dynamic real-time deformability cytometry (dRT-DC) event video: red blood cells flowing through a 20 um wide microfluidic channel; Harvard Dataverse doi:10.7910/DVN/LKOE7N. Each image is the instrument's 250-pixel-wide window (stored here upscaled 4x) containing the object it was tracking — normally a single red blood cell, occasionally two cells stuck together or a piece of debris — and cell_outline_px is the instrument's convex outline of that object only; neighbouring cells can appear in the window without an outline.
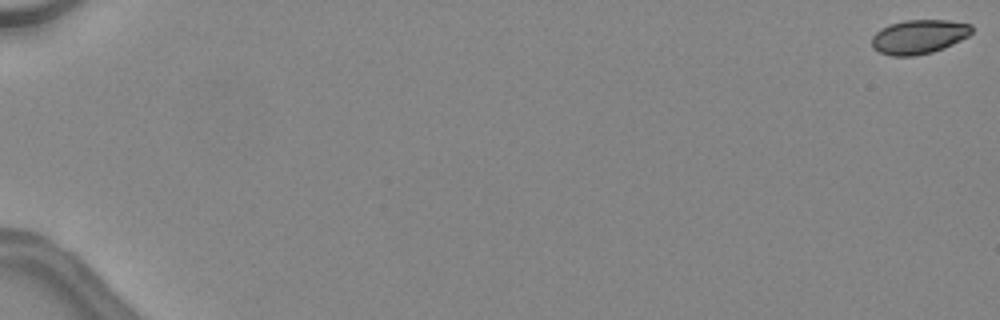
{"species": "common noctule bat (a hibernating species)", "species_latin": "Nyctalus noctula", "temperature_condition": "warm", "stored_images_in_passage": 48, "camera_frame_rate_fps": 3000, "um_per_image_px": 0.085, "animal": {"sex": "female", "body_mass_g": 24.6, "forearm_length_mm": 56.2}, "frame": {"image": 1, "passage_image": 1, "time_ms": 0.0, "image_size_px": [1000, 320], "cell_outline_px": [[972, 32], [968, 36], [944, 48], [932, 52], [916, 56], [892, 56], [880, 52], [872, 48], [872, 36], [880, 28], [888, 24], [904, 20], [948, 20], [972, 24]], "centroid_in_image_um": [78.09, 3.12], "position_along_channel_um": 6.9, "area_um2": 20.06}}
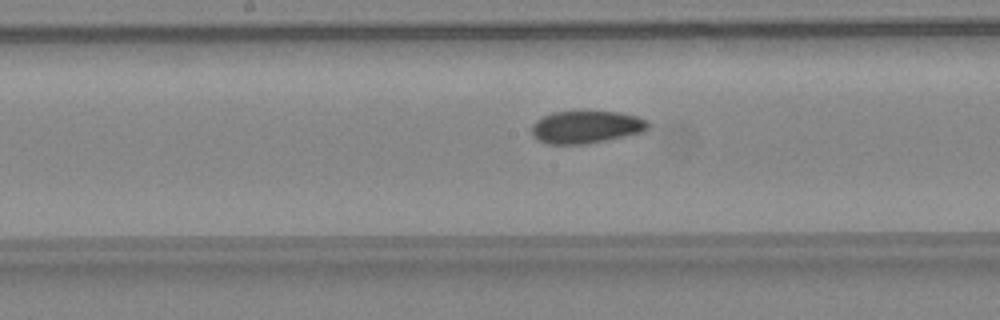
{"frame": {"image": 2, "passage_image": 28, "time_ms": 9.0, "image_size_px": [1000, 320], "cell_outline_px": [[652, 124], [644, 132], [588, 144], [548, 144], [536, 140], [532, 136], [532, 124], [536, 120], [552, 112], [616, 112], [636, 116], [648, 120]], "centroid_in_image_um": [49.83, 10.81], "position_along_channel_um": 198.4, "area_um2": 22.2}}
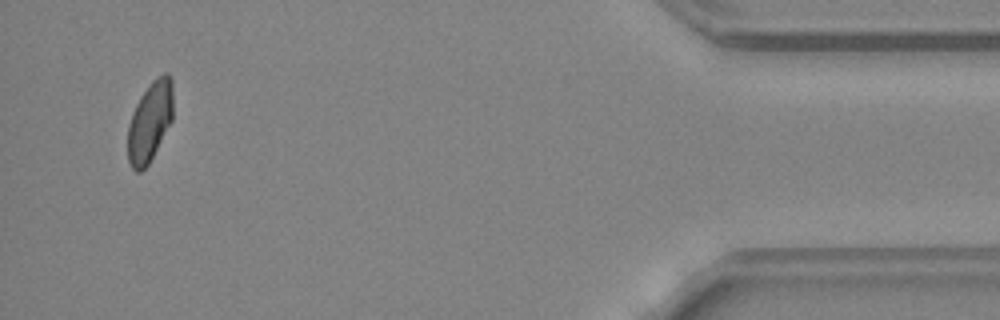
{"frame": {"image": 3, "passage_image": 47, "time_ms": 15.333, "image_size_px": [1000, 320], "cell_outline_px": [[172, 120], [148, 164], [140, 172], [136, 172], [132, 168], [128, 160], [128, 124], [132, 112], [140, 96], [152, 80], [164, 72], [168, 72], [172, 80]], "centroid_in_image_um": [12.73, 10.31], "position_along_channel_um": 422.5, "area_um2": 21.04}, "authors_computed_cell_mechanics": {"area_um2": 21.7906, "velocity_mm_per_s": 4.5484, "shape_relaxation_time_tau1_ms": 10.466, "shape_relaxation_time_tau2_ms": 2.2211, "deformation_change_tau1": 0.1956, "deformation_change_tau2": 0.0607}}